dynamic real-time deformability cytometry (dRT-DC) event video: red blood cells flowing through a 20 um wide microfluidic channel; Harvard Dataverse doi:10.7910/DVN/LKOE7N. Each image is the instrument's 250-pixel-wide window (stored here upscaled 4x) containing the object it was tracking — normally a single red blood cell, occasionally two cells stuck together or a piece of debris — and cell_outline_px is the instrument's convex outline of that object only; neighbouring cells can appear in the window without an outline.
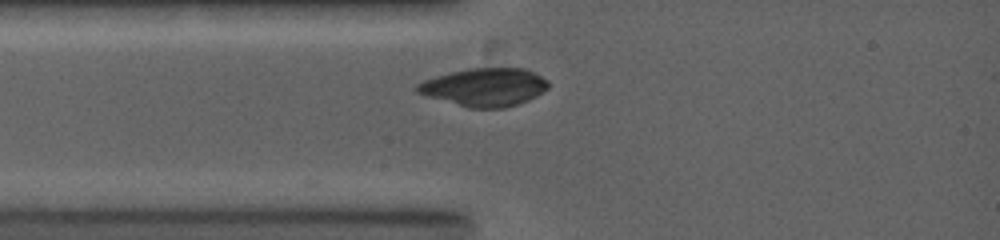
{"species": "common noctule bat (a hibernating species)", "species_latin": "Nyctalus noctula", "temperature_condition": "warm", "stored_images_in_passage": 45, "camera_frame_rate_fps": 5000, "um_per_image_px": 0.085, "animal": {"sex": "female", "body_mass_g": 19.0, "forearm_length_mm": 53.3}, "frame": {"image": 1, "passage_image": 1, "time_ms": 0.0, "image_size_px": [1000, 240], "cell_outline_px": [[548, 88], [536, 96], [528, 100], [504, 108], [468, 108], [424, 96], [416, 92], [416, 84], [424, 80], [436, 76], [468, 68], [524, 68], [548, 80]], "centroid_in_image_um": [41.15, 7.42], "position_along_channel_um": 43.8, "area_um2": 29.13}}
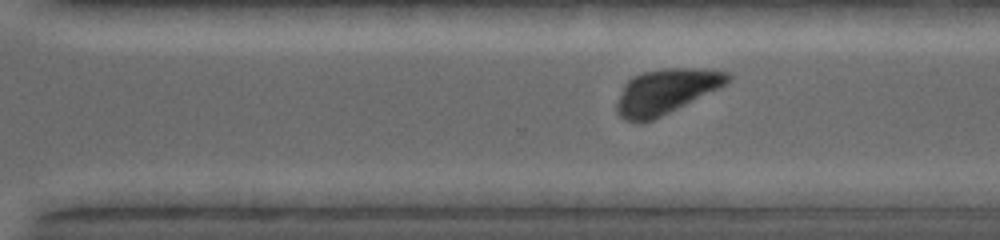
{"frame": {"image": 2, "passage_image": 32, "time_ms": 6.8, "image_size_px": [1000, 240], "cell_outline_px": [[732, 76], [720, 88], [652, 120], [624, 120], [616, 112], [616, 104], [624, 84], [632, 76], [644, 72], [660, 68], [692, 68], [728, 72]], "centroid_in_image_um": [56.59, 7.75], "position_along_channel_um": 314.0, "area_um2": 28.55}}
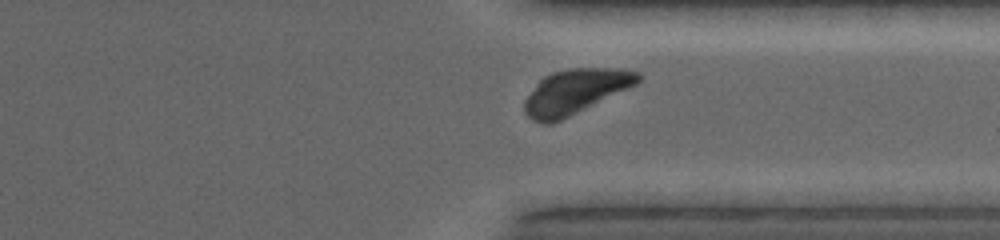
{"frame": {"image": 3, "passage_image": 39, "time_ms": 8.0, "image_size_px": [1000, 240], "cell_outline_px": [[644, 76], [636, 84], [628, 88], [552, 124], [544, 124], [532, 120], [524, 112], [524, 100], [536, 84], [544, 76], [552, 72], [568, 68], [624, 68], [640, 72]], "centroid_in_image_um": [48.9, 7.77], "position_along_channel_um": 362.5, "area_um2": 29.54}}